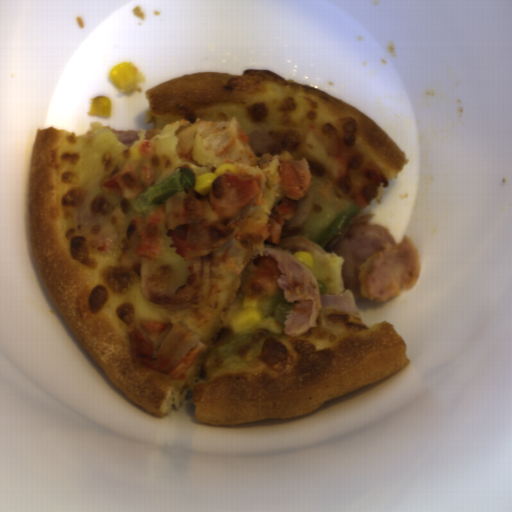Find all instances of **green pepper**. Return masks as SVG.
Wrapping results in <instances>:
<instances>
[{
	"label": "green pepper",
	"mask_w": 512,
	"mask_h": 512,
	"mask_svg": "<svg viewBox=\"0 0 512 512\" xmlns=\"http://www.w3.org/2000/svg\"><path fill=\"white\" fill-rule=\"evenodd\" d=\"M196 183L197 177L190 166L176 167L172 177L158 186L148 187L146 192L139 194L132 207L136 210L137 214H144L168 197L180 192L187 194L194 190Z\"/></svg>",
	"instance_id": "2"
},
{
	"label": "green pepper",
	"mask_w": 512,
	"mask_h": 512,
	"mask_svg": "<svg viewBox=\"0 0 512 512\" xmlns=\"http://www.w3.org/2000/svg\"><path fill=\"white\" fill-rule=\"evenodd\" d=\"M314 188L310 216L300 236H307L324 249L358 217L361 207L327 178L311 172Z\"/></svg>",
	"instance_id": "1"
},
{
	"label": "green pepper",
	"mask_w": 512,
	"mask_h": 512,
	"mask_svg": "<svg viewBox=\"0 0 512 512\" xmlns=\"http://www.w3.org/2000/svg\"><path fill=\"white\" fill-rule=\"evenodd\" d=\"M299 301L290 302L285 299L284 291L275 295L264 297L258 302V308L261 311L262 319L264 320L269 315L275 317L276 321L283 323L286 321V311H292L293 307L298 304Z\"/></svg>",
	"instance_id": "4"
},
{
	"label": "green pepper",
	"mask_w": 512,
	"mask_h": 512,
	"mask_svg": "<svg viewBox=\"0 0 512 512\" xmlns=\"http://www.w3.org/2000/svg\"><path fill=\"white\" fill-rule=\"evenodd\" d=\"M267 337L261 332L245 331L225 345L216 347L215 352L223 356L222 365L225 367L251 366L259 358Z\"/></svg>",
	"instance_id": "3"
}]
</instances>
